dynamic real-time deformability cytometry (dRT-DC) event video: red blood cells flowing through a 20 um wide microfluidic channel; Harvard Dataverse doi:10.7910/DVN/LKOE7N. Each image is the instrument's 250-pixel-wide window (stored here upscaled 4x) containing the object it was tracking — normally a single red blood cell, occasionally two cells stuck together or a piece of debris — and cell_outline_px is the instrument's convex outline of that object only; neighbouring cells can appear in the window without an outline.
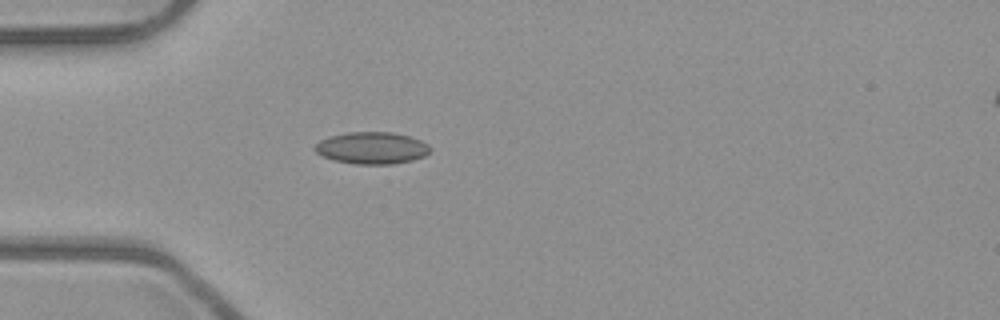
{"species": "common noctule bat (a hibernating species)", "species_latin": "Nyctalus noctula", "temperature_condition": "room temperature", "stored_images_in_passage": 1, "camera_frame_rate_fps": 3000, "um_per_image_px": 0.085, "animal": {"sex": "male", "body_mass_g": 23.1, "forearm_length_mm": 52.7}, "frame": {"image": 1, "passage_image": 1, "time_ms": 0.0, "image_size_px": [1000, 320], "cell_outline_px": [[432, 148], [424, 156], [412, 160], [392, 164], [352, 164], [336, 160], [324, 156], [316, 152], [312, 148], [320, 140], [328, 136], [348, 132], [392, 132], [408, 136], [420, 140], [428, 144]], "centroid_in_image_um": [31.59, 12.57], "position_along_channel_um": 53.4, "area_um2": 21.44}}